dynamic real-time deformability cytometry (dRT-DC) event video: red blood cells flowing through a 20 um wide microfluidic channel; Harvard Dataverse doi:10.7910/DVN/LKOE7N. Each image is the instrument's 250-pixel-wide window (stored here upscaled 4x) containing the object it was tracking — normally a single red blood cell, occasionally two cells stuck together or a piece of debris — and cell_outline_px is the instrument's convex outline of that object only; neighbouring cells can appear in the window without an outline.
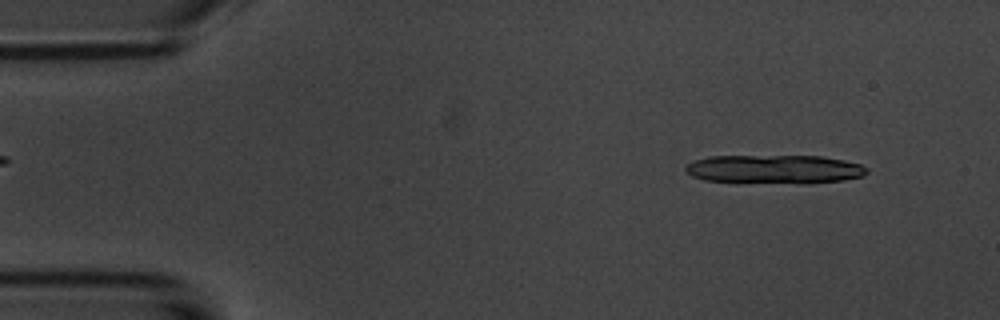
{"species": "common noctule bat (a hibernating species)", "species_latin": "Nyctalus noctula", "temperature_condition": "room temperature", "stored_images_in_passage": 4, "camera_frame_rate_fps": 3000, "um_per_image_px": 0.085, "animal": {"sex": "male", "body_mass_g": 20.1, "forearm_length_mm": 53.5}, "frame": {"image": 1, "passage_image": 1, "time_ms": 0.0, "image_size_px": [1000, 320], "cell_outline_px": [[868, 172], [864, 176], [844, 180], [808, 184], [704, 180], [692, 176], [684, 168], [692, 160], [708, 156], [820, 156], [844, 160], [860, 164], [868, 168]], "centroid_in_image_um": [65.87, 14.38], "position_along_channel_um": 19.1, "area_um2": 30.52}}
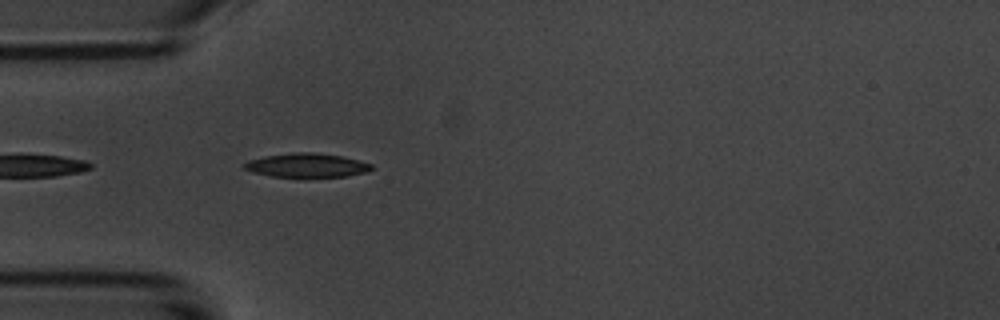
{"frame": {"image": 2, "passage_image": 4, "time_ms": 3.667, "image_size_px": [1000, 320], "cell_outline_px": [[372, 168], [364, 172], [348, 176], [272, 176], [252, 172], [244, 168], [244, 164], [248, 160], [264, 156], [292, 152], [316, 152], [340, 156], [372, 164]], "centroid_in_image_um": [26.03, 14.03], "position_along_channel_um": 59.0, "area_um2": 17.4}}